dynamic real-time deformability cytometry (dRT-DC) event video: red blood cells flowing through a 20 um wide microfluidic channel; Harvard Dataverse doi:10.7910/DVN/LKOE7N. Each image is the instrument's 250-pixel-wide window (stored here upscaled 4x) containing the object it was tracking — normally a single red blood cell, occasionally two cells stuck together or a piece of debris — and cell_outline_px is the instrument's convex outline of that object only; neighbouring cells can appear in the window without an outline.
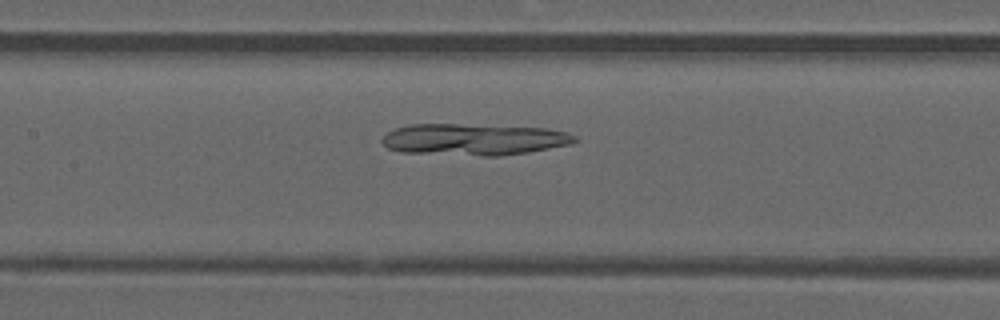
{"species": "common noctule bat (a hibernating species)", "species_latin": "Nyctalus noctula", "temperature_condition": "warm", "stored_images_in_passage": 47, "camera_frame_rate_fps": 3000, "um_per_image_px": 0.085, "animal": {"sex": "male", "forearm_length_mm": 52.5}, "frame": {"image": 1, "passage_image": 21, "time_ms": 6.667, "image_size_px": [1000, 320], "cell_outline_px": [[580, 140], [572, 144], [528, 152], [500, 156], [480, 156], [400, 152], [388, 148], [380, 140], [388, 132], [396, 128], [408, 124], [456, 124], [544, 128], [568, 132], [576, 136]], "centroid_in_image_um": [40.29, 11.86], "position_along_channel_um": 167.1, "area_um2": 35.6}}
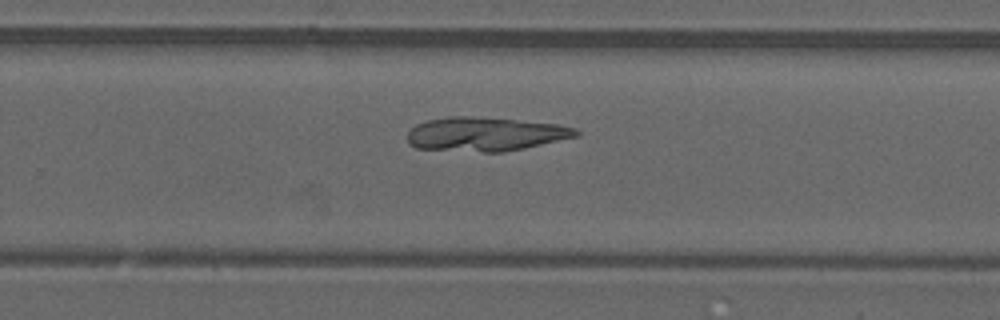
{"frame": {"image": 2, "passage_image": 30, "time_ms": 9.667, "image_size_px": [1000, 320], "cell_outline_px": [[580, 136], [524, 148], [504, 152], [484, 152], [416, 148], [408, 144], [408, 132], [416, 124], [428, 120], [452, 116], [472, 116], [516, 120], [556, 124], [576, 128], [580, 132]], "centroid_in_image_um": [41.26, 11.4], "position_along_channel_um": 288.5, "area_um2": 33.29}}
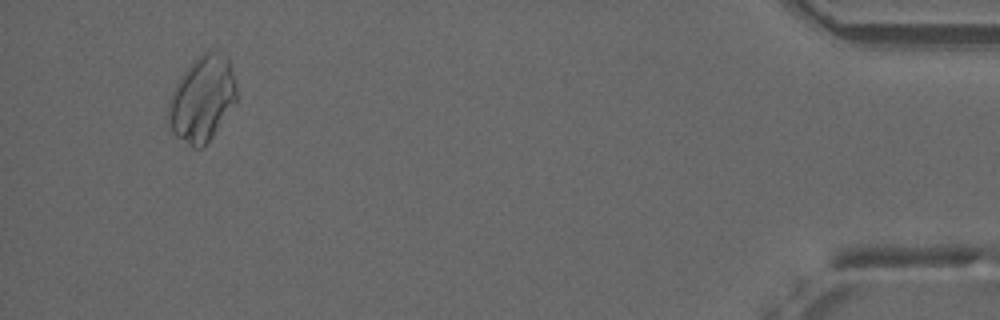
{"frame": {"image": 3, "passage_image": 45, "time_ms": 14.667, "image_size_px": [1000, 320], "cell_outline_px": [[236, 100], [212, 136], [200, 148], [192, 148], [176, 136], [172, 132], [164, 116], [172, 92], [180, 76], [192, 60], [208, 48], [228, 56], [236, 84]], "centroid_in_image_um": [17.14, 8.36], "position_along_channel_um": 418.1, "area_um2": 34.22}}